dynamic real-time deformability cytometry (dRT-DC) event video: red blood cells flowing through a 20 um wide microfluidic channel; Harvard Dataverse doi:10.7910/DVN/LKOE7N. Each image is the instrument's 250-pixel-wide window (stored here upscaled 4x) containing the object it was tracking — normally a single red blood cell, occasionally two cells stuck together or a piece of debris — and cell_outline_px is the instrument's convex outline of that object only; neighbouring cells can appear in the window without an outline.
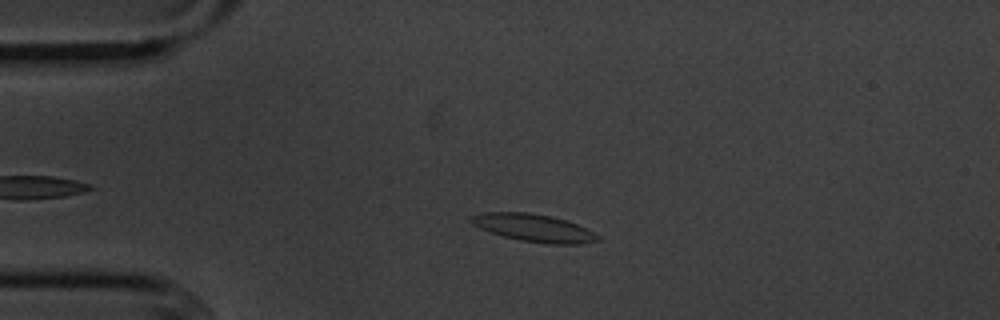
{"species": "common noctule bat (a hibernating species)", "species_latin": "Nyctalus noctula", "temperature_condition": "cold", "stored_images_in_passage": 4, "camera_frame_rate_fps": 3000, "um_per_image_px": 0.085, "animal": {"sex": "male", "body_mass_g": 20.1, "forearm_length_mm": 53.5}, "frame": {"image": 1, "passage_image": 2, "time_ms": 1.0, "image_size_px": [1000, 320], "cell_outline_px": [[600, 240], [576, 244], [548, 244], [520, 240], [504, 236], [480, 228], [472, 224], [468, 220], [468, 216], [484, 212], [528, 212], [548, 216], [564, 220], [576, 224], [600, 236]], "centroid_in_image_um": [45.31, 19.36], "position_along_channel_um": 39.7, "area_um2": 20.11}}
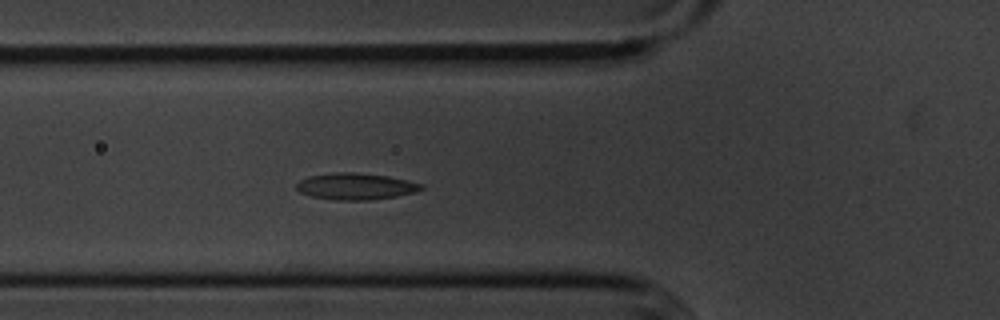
{"frame": {"image": 2, "passage_image": 4, "time_ms": 3.333, "image_size_px": [1000, 320], "cell_outline_px": [[424, 188], [416, 192], [396, 196], [368, 200], [336, 200], [312, 196], [300, 192], [296, 188], [296, 184], [300, 180], [308, 176], [336, 172], [356, 172], [388, 176], [408, 180], [424, 184]], "centroid_in_image_um": [30.25, 15.83], "position_along_channel_um": 95.5, "area_um2": 19.36}}